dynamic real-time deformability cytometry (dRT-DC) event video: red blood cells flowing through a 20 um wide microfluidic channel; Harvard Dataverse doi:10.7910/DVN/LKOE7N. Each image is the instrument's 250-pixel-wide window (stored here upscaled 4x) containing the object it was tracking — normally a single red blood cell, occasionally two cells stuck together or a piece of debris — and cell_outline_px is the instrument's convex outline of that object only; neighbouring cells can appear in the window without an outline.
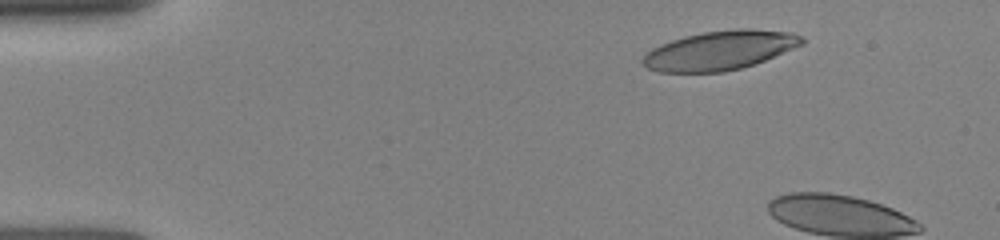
{"species": "human", "species_latin": "Homo sapiens", "temperature_condition": "room temperature", "stored_images_in_passage": 5, "camera_frame_rate_fps": 3000, "um_per_image_px": 0.085, "donor": {"sex": "female"}, "frame": {"image": 1, "passage_image": 3, "time_ms": 1.333, "image_size_px": [1000, 240], "cell_outline_px": [[804, 44], [764, 60], [740, 68], [724, 72], [660, 72], [648, 68], [640, 60], [652, 48], [660, 44], [684, 36], [704, 32], [740, 28], [752, 28], [792, 32], [800, 36], [804, 40]], "centroid_in_image_um": [61.19, 4.27], "position_along_channel_um": 23.8, "area_um2": 36.13}}